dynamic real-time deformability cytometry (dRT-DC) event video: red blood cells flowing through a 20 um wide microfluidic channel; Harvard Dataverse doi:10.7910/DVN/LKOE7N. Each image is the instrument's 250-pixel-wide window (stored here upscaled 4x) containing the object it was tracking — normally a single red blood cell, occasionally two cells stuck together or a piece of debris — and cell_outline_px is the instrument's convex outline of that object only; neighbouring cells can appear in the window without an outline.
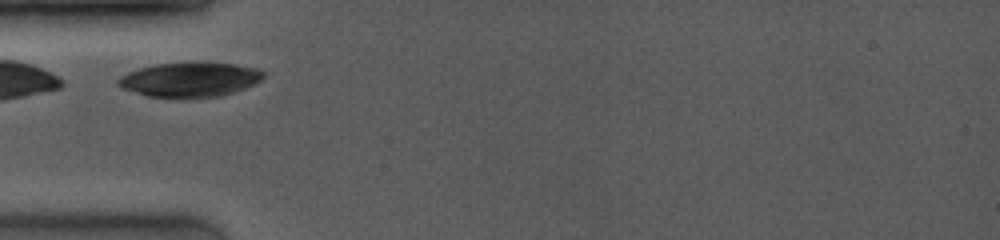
{"species": "common noctule bat (a hibernating species)", "species_latin": "Nyctalus noctula", "temperature_condition": "room temperature", "stored_images_in_passage": 28, "camera_frame_rate_fps": 4000, "um_per_image_px": 0.085, "animal": {"sex": "female", "body_mass_g": 19.0, "forearm_length_mm": 53.3}, "frame": {"image": 1, "passage_image": 1, "time_ms": 0.0, "image_size_px": [1000, 240], "cell_outline_px": [[264, 76], [260, 80], [244, 88], [220, 96], [148, 96], [124, 88], [116, 84], [116, 80], [120, 76], [128, 72], [140, 68], [156, 64], [196, 60], [232, 64], [256, 68], [264, 72]], "centroid_in_image_um": [16.13, 6.71], "position_along_channel_um": 68.9, "area_um2": 29.02}}